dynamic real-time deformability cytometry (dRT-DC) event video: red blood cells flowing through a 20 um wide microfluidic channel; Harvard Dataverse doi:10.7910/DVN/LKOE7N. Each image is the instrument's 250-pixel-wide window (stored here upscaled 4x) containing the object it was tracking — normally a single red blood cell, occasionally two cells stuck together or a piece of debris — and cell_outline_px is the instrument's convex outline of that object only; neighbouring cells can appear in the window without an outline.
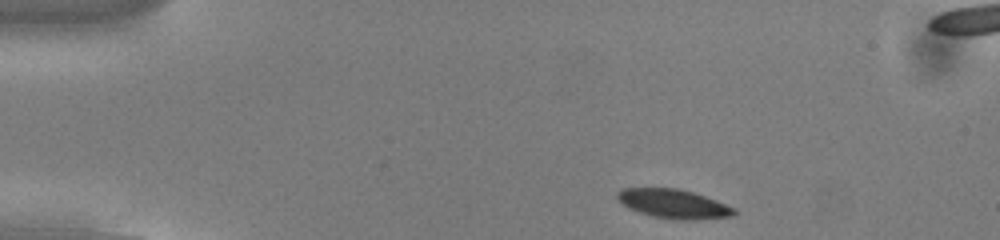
{"species": "common noctule bat (a hibernating species)", "species_latin": "Nyctalus noctula", "temperature_condition": "cold", "stored_images_in_passage": 47, "segment_of_instrument_passage": [1, 2], "camera_frame_rate_fps": 3000, "um_per_image_px": 0.085, "animal": {"sex": "male", "body_mass_g": 13.0, "forearm_length_mm": 53.1}, "frame": {"image": 1, "passage_image": 1, "time_ms": 0.0, "image_size_px": [1000, 240], "cell_outline_px": [[736, 212], [732, 216], [696, 220], [680, 220], [652, 216], [628, 208], [616, 196], [616, 192], [620, 188], [676, 188], [692, 192], [716, 200], [736, 208]], "centroid_in_image_um": [57.26, 17.32], "position_along_channel_um": 27.7, "area_um2": 19.71}}
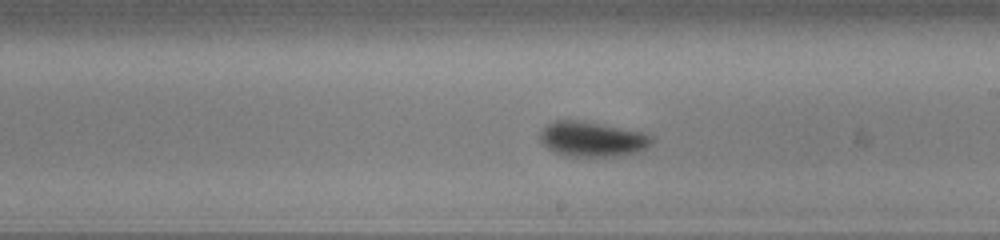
{"frame": {"image": 2, "passage_image": 23, "time_ms": 7.333, "image_size_px": [1000, 240], "cell_outline_px": [[656, 140], [652, 144], [640, 152], [620, 156], [568, 156], [556, 152], [548, 148], [540, 140], [540, 132], [548, 124], [556, 120], [580, 120], [640, 132], [652, 136]], "centroid_in_image_um": [50.38, 11.83], "position_along_channel_um": 238.6, "area_um2": 22.66}}
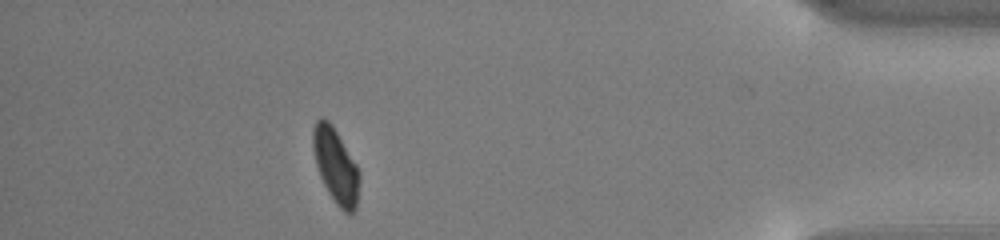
{"frame": {"image": 3, "passage_image": 40, "time_ms": 13.0, "image_size_px": [1000, 240], "cell_outline_px": [[360, 176], [356, 208], [352, 212], [344, 212], [336, 204], [328, 192], [320, 176], [316, 164], [312, 148], [312, 128], [316, 120], [320, 116], [328, 120], [332, 124], [356, 164], [360, 172]], "centroid_in_image_um": [28.52, 14.05], "position_along_channel_um": 406.7, "area_um2": 20.23}}